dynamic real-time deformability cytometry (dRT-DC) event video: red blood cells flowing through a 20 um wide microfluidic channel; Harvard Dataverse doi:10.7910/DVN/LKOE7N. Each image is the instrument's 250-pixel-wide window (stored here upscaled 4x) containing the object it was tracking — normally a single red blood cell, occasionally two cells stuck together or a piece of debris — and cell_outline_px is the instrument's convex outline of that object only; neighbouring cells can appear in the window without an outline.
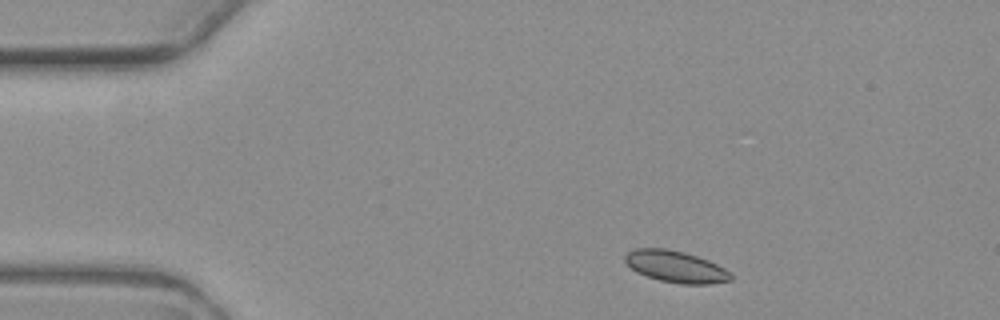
{"species": "common noctule bat (a hibernating species)", "species_latin": "Nyctalus noctula", "temperature_condition": "warm", "stored_images_in_passage": 4, "camera_frame_rate_fps": 3000, "um_per_image_px": 0.085, "animal": {"sex": "female", "body_mass_g": 19.3, "forearm_length_mm": 54.1}, "frame": {"image": 1, "passage_image": 1, "time_ms": 0.0, "image_size_px": [1000, 320], "cell_outline_px": [[732, 280], [708, 284], [680, 284], [660, 280], [636, 272], [624, 260], [624, 256], [628, 252], [636, 248], [668, 248], [684, 252], [708, 260], [724, 268], [732, 276]], "centroid_in_image_um": [57.42, 22.66], "position_along_channel_um": 27.6, "area_um2": 19.36}}
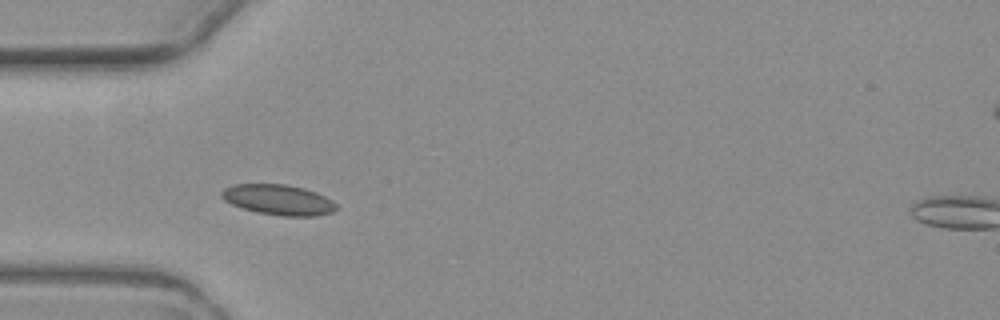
{"frame": {"image": 2, "passage_image": 3, "time_ms": 2.667, "image_size_px": [1000, 320], "cell_outline_px": [[336, 208], [332, 212], [316, 216], [280, 216], [260, 212], [244, 208], [232, 204], [224, 200], [220, 196], [220, 192], [224, 188], [232, 184], [284, 184], [304, 188], [316, 192], [332, 200], [336, 204]], "centroid_in_image_um": [23.65, 16.97], "position_along_channel_um": 61.4, "area_um2": 20.23}}
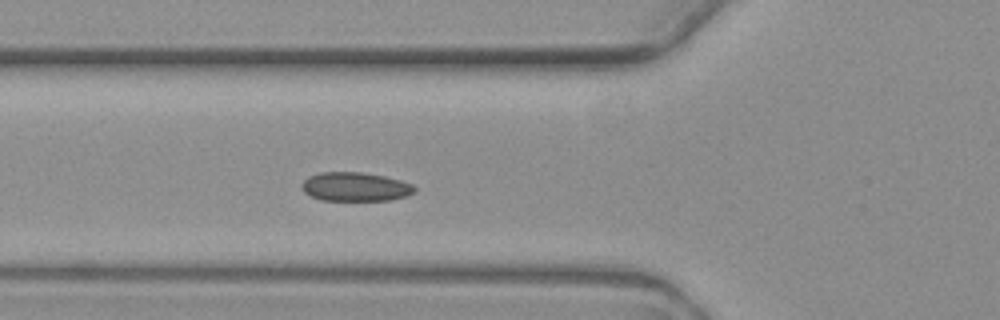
{"frame": {"image": 3, "passage_image": 4, "time_ms": 3.667, "image_size_px": [1000, 320], "cell_outline_px": [[416, 192], [392, 200], [320, 200], [304, 192], [300, 188], [300, 184], [308, 176], [320, 172], [360, 172], [384, 176], [400, 180], [412, 184], [416, 188]], "centroid_in_image_um": [30.17, 15.87], "position_along_channel_um": 95.6, "area_um2": 19.07}}